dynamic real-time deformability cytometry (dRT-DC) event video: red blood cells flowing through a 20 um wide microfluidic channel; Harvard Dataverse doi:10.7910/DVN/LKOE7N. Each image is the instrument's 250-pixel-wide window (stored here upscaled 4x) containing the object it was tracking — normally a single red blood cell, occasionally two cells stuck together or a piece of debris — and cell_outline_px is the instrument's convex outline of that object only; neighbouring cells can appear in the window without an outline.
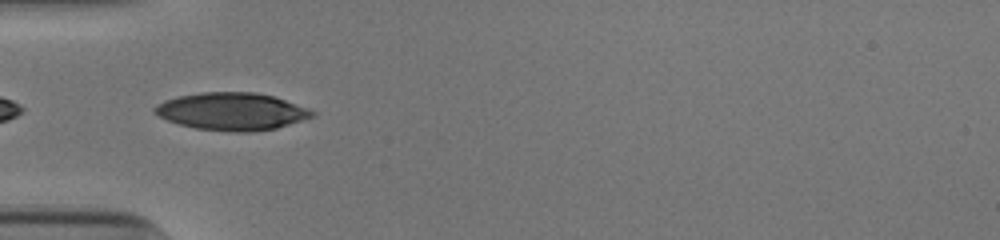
{"species": "human", "species_latin": "Homo sapiens", "temperature_condition": "cold", "stored_images_in_passage": 36, "camera_frame_rate_fps": 3000, "um_per_image_px": 0.085, "donor": {"sex": "male"}, "frame": {"image": 1, "passage_image": 1, "time_ms": 0.0, "image_size_px": [1000, 240], "cell_outline_px": [[316, 116], [276, 128], [248, 132], [228, 132], [196, 128], [180, 124], [168, 120], [152, 112], [152, 108], [156, 104], [164, 100], [180, 96], [204, 92], [256, 92], [272, 96], [308, 108], [316, 112]], "centroid_in_image_um": [19.7, 9.47], "position_along_channel_um": 65.3, "area_um2": 34.33}}
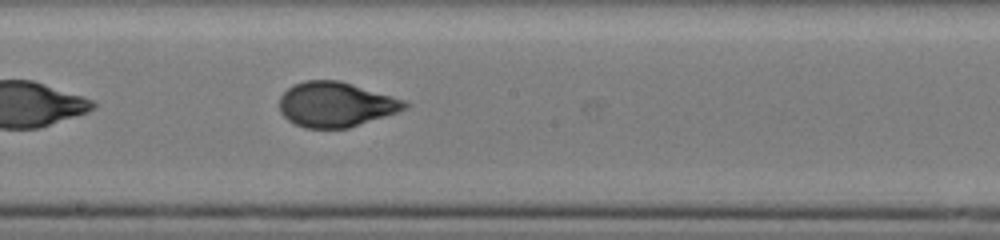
{"frame": {"image": 2, "passage_image": 13, "time_ms": 4.0, "image_size_px": [1000, 240], "cell_outline_px": [[412, 104], [408, 108], [348, 128], [304, 128], [288, 120], [280, 112], [280, 96], [292, 84], [304, 80], [340, 80], [392, 96], [404, 100]], "centroid_in_image_um": [28.53, 8.87], "position_along_channel_um": 219.7, "area_um2": 32.77}}
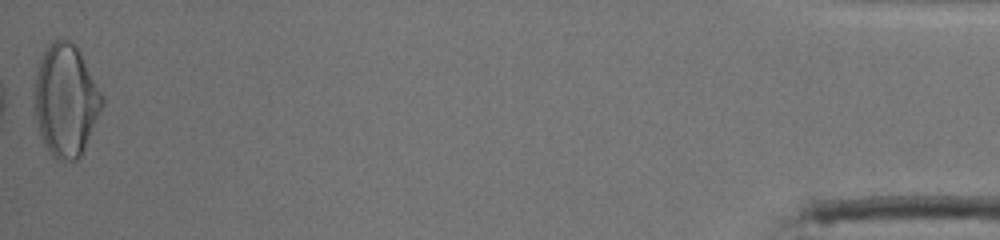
{"frame": {"image": 3, "passage_image": 36, "time_ms": 11.667, "image_size_px": [1000, 240], "cell_outline_px": [[104, 104], [84, 148], [80, 156], [76, 160], [68, 160], [52, 156], [44, 144], [32, 108], [32, 96], [36, 64], [52, 40], [68, 40], [76, 44], [104, 96]], "centroid_in_image_um": [5.56, 8.48], "position_along_channel_um": 429.6, "area_um2": 44.74}, "authors_computed_cell_mechanics": {"area_um2": 33.4662, "velocity_mm_per_s": 3.9082, "shape_relaxation_time_tau1_ms": 5.2824, "shape_relaxation_time_tau2_ms": null, "deformation_change_tau1": 0.2198, "deformation_change_tau2": null}}